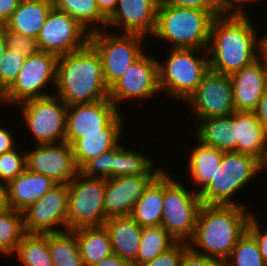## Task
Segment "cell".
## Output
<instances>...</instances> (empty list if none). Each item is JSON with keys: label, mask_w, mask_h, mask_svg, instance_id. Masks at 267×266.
<instances>
[{"label": "cell", "mask_w": 267, "mask_h": 266, "mask_svg": "<svg viewBox=\"0 0 267 266\" xmlns=\"http://www.w3.org/2000/svg\"><path fill=\"white\" fill-rule=\"evenodd\" d=\"M118 113L102 132L83 133L72 145L76 165L81 169L88 161L115 148L123 138L124 116Z\"/></svg>", "instance_id": "cell-21"}, {"label": "cell", "mask_w": 267, "mask_h": 266, "mask_svg": "<svg viewBox=\"0 0 267 266\" xmlns=\"http://www.w3.org/2000/svg\"><path fill=\"white\" fill-rule=\"evenodd\" d=\"M158 175H132L106 179L104 212L108 219L131 215L145 189Z\"/></svg>", "instance_id": "cell-19"}, {"label": "cell", "mask_w": 267, "mask_h": 266, "mask_svg": "<svg viewBox=\"0 0 267 266\" xmlns=\"http://www.w3.org/2000/svg\"><path fill=\"white\" fill-rule=\"evenodd\" d=\"M104 226L110 235L113 254L133 265L137 261L143 227L130 215L110 217Z\"/></svg>", "instance_id": "cell-23"}, {"label": "cell", "mask_w": 267, "mask_h": 266, "mask_svg": "<svg viewBox=\"0 0 267 266\" xmlns=\"http://www.w3.org/2000/svg\"><path fill=\"white\" fill-rule=\"evenodd\" d=\"M223 266H267L255 237L246 230L233 247Z\"/></svg>", "instance_id": "cell-36"}, {"label": "cell", "mask_w": 267, "mask_h": 266, "mask_svg": "<svg viewBox=\"0 0 267 266\" xmlns=\"http://www.w3.org/2000/svg\"><path fill=\"white\" fill-rule=\"evenodd\" d=\"M247 14H222L210 28L209 69L232 75L257 60L258 29Z\"/></svg>", "instance_id": "cell-1"}, {"label": "cell", "mask_w": 267, "mask_h": 266, "mask_svg": "<svg viewBox=\"0 0 267 266\" xmlns=\"http://www.w3.org/2000/svg\"><path fill=\"white\" fill-rule=\"evenodd\" d=\"M164 200V170L139 198L131 217L142 227L161 226Z\"/></svg>", "instance_id": "cell-28"}, {"label": "cell", "mask_w": 267, "mask_h": 266, "mask_svg": "<svg viewBox=\"0 0 267 266\" xmlns=\"http://www.w3.org/2000/svg\"><path fill=\"white\" fill-rule=\"evenodd\" d=\"M187 247V242H177L169 250L161 253L152 261L141 264L140 266H180L181 256Z\"/></svg>", "instance_id": "cell-42"}, {"label": "cell", "mask_w": 267, "mask_h": 266, "mask_svg": "<svg viewBox=\"0 0 267 266\" xmlns=\"http://www.w3.org/2000/svg\"><path fill=\"white\" fill-rule=\"evenodd\" d=\"M90 33L66 12L54 7L41 27L37 41L40 51L57 57L83 49L89 43Z\"/></svg>", "instance_id": "cell-14"}, {"label": "cell", "mask_w": 267, "mask_h": 266, "mask_svg": "<svg viewBox=\"0 0 267 266\" xmlns=\"http://www.w3.org/2000/svg\"><path fill=\"white\" fill-rule=\"evenodd\" d=\"M158 59L144 52L109 87V99L118 109L124 101L153 100L159 94Z\"/></svg>", "instance_id": "cell-12"}, {"label": "cell", "mask_w": 267, "mask_h": 266, "mask_svg": "<svg viewBox=\"0 0 267 266\" xmlns=\"http://www.w3.org/2000/svg\"><path fill=\"white\" fill-rule=\"evenodd\" d=\"M172 6L199 9L209 12L214 18L224 14L220 0H162Z\"/></svg>", "instance_id": "cell-41"}, {"label": "cell", "mask_w": 267, "mask_h": 266, "mask_svg": "<svg viewBox=\"0 0 267 266\" xmlns=\"http://www.w3.org/2000/svg\"><path fill=\"white\" fill-rule=\"evenodd\" d=\"M264 170L265 166L251 155L224 152L213 180L199 193L202 204L247 206L233 196Z\"/></svg>", "instance_id": "cell-6"}, {"label": "cell", "mask_w": 267, "mask_h": 266, "mask_svg": "<svg viewBox=\"0 0 267 266\" xmlns=\"http://www.w3.org/2000/svg\"><path fill=\"white\" fill-rule=\"evenodd\" d=\"M199 121L200 124H198L195 131H190V135L218 150L236 152V111L229 116L214 117Z\"/></svg>", "instance_id": "cell-25"}, {"label": "cell", "mask_w": 267, "mask_h": 266, "mask_svg": "<svg viewBox=\"0 0 267 266\" xmlns=\"http://www.w3.org/2000/svg\"><path fill=\"white\" fill-rule=\"evenodd\" d=\"M180 266H223V264L204 254L195 252L188 246L181 256Z\"/></svg>", "instance_id": "cell-44"}, {"label": "cell", "mask_w": 267, "mask_h": 266, "mask_svg": "<svg viewBox=\"0 0 267 266\" xmlns=\"http://www.w3.org/2000/svg\"><path fill=\"white\" fill-rule=\"evenodd\" d=\"M25 60L21 53L6 49L0 64V96L16 80Z\"/></svg>", "instance_id": "cell-38"}, {"label": "cell", "mask_w": 267, "mask_h": 266, "mask_svg": "<svg viewBox=\"0 0 267 266\" xmlns=\"http://www.w3.org/2000/svg\"><path fill=\"white\" fill-rule=\"evenodd\" d=\"M0 32L4 35L8 50L21 53L23 57L28 58L40 52L37 38L29 37L22 33H14L0 26Z\"/></svg>", "instance_id": "cell-39"}, {"label": "cell", "mask_w": 267, "mask_h": 266, "mask_svg": "<svg viewBox=\"0 0 267 266\" xmlns=\"http://www.w3.org/2000/svg\"><path fill=\"white\" fill-rule=\"evenodd\" d=\"M48 247L53 266H84L72 231L48 234Z\"/></svg>", "instance_id": "cell-32"}, {"label": "cell", "mask_w": 267, "mask_h": 266, "mask_svg": "<svg viewBox=\"0 0 267 266\" xmlns=\"http://www.w3.org/2000/svg\"><path fill=\"white\" fill-rule=\"evenodd\" d=\"M6 207V185L0 180V211Z\"/></svg>", "instance_id": "cell-52"}, {"label": "cell", "mask_w": 267, "mask_h": 266, "mask_svg": "<svg viewBox=\"0 0 267 266\" xmlns=\"http://www.w3.org/2000/svg\"><path fill=\"white\" fill-rule=\"evenodd\" d=\"M52 7V3L44 0H20L3 27L10 32L37 38Z\"/></svg>", "instance_id": "cell-26"}, {"label": "cell", "mask_w": 267, "mask_h": 266, "mask_svg": "<svg viewBox=\"0 0 267 266\" xmlns=\"http://www.w3.org/2000/svg\"><path fill=\"white\" fill-rule=\"evenodd\" d=\"M99 11L108 18L115 10L118 0H96Z\"/></svg>", "instance_id": "cell-50"}, {"label": "cell", "mask_w": 267, "mask_h": 266, "mask_svg": "<svg viewBox=\"0 0 267 266\" xmlns=\"http://www.w3.org/2000/svg\"><path fill=\"white\" fill-rule=\"evenodd\" d=\"M9 130L11 129L7 130V128L1 127L0 125V155L17 148L15 146L17 144L15 142L16 140L14 139L13 132Z\"/></svg>", "instance_id": "cell-46"}, {"label": "cell", "mask_w": 267, "mask_h": 266, "mask_svg": "<svg viewBox=\"0 0 267 266\" xmlns=\"http://www.w3.org/2000/svg\"><path fill=\"white\" fill-rule=\"evenodd\" d=\"M213 20L207 11L172 6L160 0L150 37L170 43L171 48L207 50Z\"/></svg>", "instance_id": "cell-4"}, {"label": "cell", "mask_w": 267, "mask_h": 266, "mask_svg": "<svg viewBox=\"0 0 267 266\" xmlns=\"http://www.w3.org/2000/svg\"><path fill=\"white\" fill-rule=\"evenodd\" d=\"M18 109L36 144L65 142V122L68 106L56 95L31 99L19 104ZM20 108V109H19Z\"/></svg>", "instance_id": "cell-11"}, {"label": "cell", "mask_w": 267, "mask_h": 266, "mask_svg": "<svg viewBox=\"0 0 267 266\" xmlns=\"http://www.w3.org/2000/svg\"><path fill=\"white\" fill-rule=\"evenodd\" d=\"M113 149L100 154L88 161L80 172L87 177L109 179L112 178Z\"/></svg>", "instance_id": "cell-40"}, {"label": "cell", "mask_w": 267, "mask_h": 266, "mask_svg": "<svg viewBox=\"0 0 267 266\" xmlns=\"http://www.w3.org/2000/svg\"><path fill=\"white\" fill-rule=\"evenodd\" d=\"M26 234L23 213L9 207L0 211V253L12 257Z\"/></svg>", "instance_id": "cell-35"}, {"label": "cell", "mask_w": 267, "mask_h": 266, "mask_svg": "<svg viewBox=\"0 0 267 266\" xmlns=\"http://www.w3.org/2000/svg\"><path fill=\"white\" fill-rule=\"evenodd\" d=\"M256 1L259 0H222L221 6L224 14H247L245 6H248L249 3H256Z\"/></svg>", "instance_id": "cell-45"}, {"label": "cell", "mask_w": 267, "mask_h": 266, "mask_svg": "<svg viewBox=\"0 0 267 266\" xmlns=\"http://www.w3.org/2000/svg\"><path fill=\"white\" fill-rule=\"evenodd\" d=\"M52 5L74 18L90 34L106 29L107 18L99 11L96 0H55Z\"/></svg>", "instance_id": "cell-31"}, {"label": "cell", "mask_w": 267, "mask_h": 266, "mask_svg": "<svg viewBox=\"0 0 267 266\" xmlns=\"http://www.w3.org/2000/svg\"><path fill=\"white\" fill-rule=\"evenodd\" d=\"M6 49H7V46H6L4 35L0 32V64H1V61H2V58L4 56Z\"/></svg>", "instance_id": "cell-53"}, {"label": "cell", "mask_w": 267, "mask_h": 266, "mask_svg": "<svg viewBox=\"0 0 267 266\" xmlns=\"http://www.w3.org/2000/svg\"><path fill=\"white\" fill-rule=\"evenodd\" d=\"M54 95L67 106L89 104L109 98L96 49L88 43L83 49L57 58Z\"/></svg>", "instance_id": "cell-3"}, {"label": "cell", "mask_w": 267, "mask_h": 266, "mask_svg": "<svg viewBox=\"0 0 267 266\" xmlns=\"http://www.w3.org/2000/svg\"><path fill=\"white\" fill-rule=\"evenodd\" d=\"M169 52L166 60H157L160 92L185 102L209 70L208 52L185 48H171Z\"/></svg>", "instance_id": "cell-5"}, {"label": "cell", "mask_w": 267, "mask_h": 266, "mask_svg": "<svg viewBox=\"0 0 267 266\" xmlns=\"http://www.w3.org/2000/svg\"><path fill=\"white\" fill-rule=\"evenodd\" d=\"M67 205L68 184H57L22 211L25 232L51 234L67 231Z\"/></svg>", "instance_id": "cell-15"}, {"label": "cell", "mask_w": 267, "mask_h": 266, "mask_svg": "<svg viewBox=\"0 0 267 266\" xmlns=\"http://www.w3.org/2000/svg\"><path fill=\"white\" fill-rule=\"evenodd\" d=\"M56 185L57 183L50 177L26 168L6 185V206L22 212L30 204L39 201Z\"/></svg>", "instance_id": "cell-22"}, {"label": "cell", "mask_w": 267, "mask_h": 266, "mask_svg": "<svg viewBox=\"0 0 267 266\" xmlns=\"http://www.w3.org/2000/svg\"><path fill=\"white\" fill-rule=\"evenodd\" d=\"M251 213L246 206L202 204L188 246L223 264L247 230Z\"/></svg>", "instance_id": "cell-2"}, {"label": "cell", "mask_w": 267, "mask_h": 266, "mask_svg": "<svg viewBox=\"0 0 267 266\" xmlns=\"http://www.w3.org/2000/svg\"><path fill=\"white\" fill-rule=\"evenodd\" d=\"M72 232L76 236L84 266L99 263L113 254L110 235L105 226L83 227Z\"/></svg>", "instance_id": "cell-29"}, {"label": "cell", "mask_w": 267, "mask_h": 266, "mask_svg": "<svg viewBox=\"0 0 267 266\" xmlns=\"http://www.w3.org/2000/svg\"><path fill=\"white\" fill-rule=\"evenodd\" d=\"M236 152L247 154L267 166V131L255 112L236 111Z\"/></svg>", "instance_id": "cell-24"}, {"label": "cell", "mask_w": 267, "mask_h": 266, "mask_svg": "<svg viewBox=\"0 0 267 266\" xmlns=\"http://www.w3.org/2000/svg\"><path fill=\"white\" fill-rule=\"evenodd\" d=\"M26 151L27 169L50 177L57 184H68L79 172L68 142L36 144Z\"/></svg>", "instance_id": "cell-16"}, {"label": "cell", "mask_w": 267, "mask_h": 266, "mask_svg": "<svg viewBox=\"0 0 267 266\" xmlns=\"http://www.w3.org/2000/svg\"><path fill=\"white\" fill-rule=\"evenodd\" d=\"M176 243L177 241L162 226L143 227L137 261L132 266L152 261Z\"/></svg>", "instance_id": "cell-33"}, {"label": "cell", "mask_w": 267, "mask_h": 266, "mask_svg": "<svg viewBox=\"0 0 267 266\" xmlns=\"http://www.w3.org/2000/svg\"><path fill=\"white\" fill-rule=\"evenodd\" d=\"M256 216L259 218V216L253 213L252 211L248 221L247 230L257 240L261 255L263 257L264 262L267 265V228L262 229V224L259 222V219H257Z\"/></svg>", "instance_id": "cell-43"}, {"label": "cell", "mask_w": 267, "mask_h": 266, "mask_svg": "<svg viewBox=\"0 0 267 266\" xmlns=\"http://www.w3.org/2000/svg\"><path fill=\"white\" fill-rule=\"evenodd\" d=\"M258 38L257 59L267 68V32Z\"/></svg>", "instance_id": "cell-51"}, {"label": "cell", "mask_w": 267, "mask_h": 266, "mask_svg": "<svg viewBox=\"0 0 267 266\" xmlns=\"http://www.w3.org/2000/svg\"><path fill=\"white\" fill-rule=\"evenodd\" d=\"M89 266H132L116 254L105 257L101 262Z\"/></svg>", "instance_id": "cell-49"}, {"label": "cell", "mask_w": 267, "mask_h": 266, "mask_svg": "<svg viewBox=\"0 0 267 266\" xmlns=\"http://www.w3.org/2000/svg\"><path fill=\"white\" fill-rule=\"evenodd\" d=\"M20 0H0V26H3L17 8Z\"/></svg>", "instance_id": "cell-47"}, {"label": "cell", "mask_w": 267, "mask_h": 266, "mask_svg": "<svg viewBox=\"0 0 267 266\" xmlns=\"http://www.w3.org/2000/svg\"><path fill=\"white\" fill-rule=\"evenodd\" d=\"M57 58L43 51L26 58L16 80L0 96V107L4 104L15 107L31 99L53 95L48 87L51 85L55 90Z\"/></svg>", "instance_id": "cell-10"}, {"label": "cell", "mask_w": 267, "mask_h": 266, "mask_svg": "<svg viewBox=\"0 0 267 266\" xmlns=\"http://www.w3.org/2000/svg\"><path fill=\"white\" fill-rule=\"evenodd\" d=\"M120 111L109 99L70 105L66 112L65 142L72 145L83 133L102 132Z\"/></svg>", "instance_id": "cell-17"}, {"label": "cell", "mask_w": 267, "mask_h": 266, "mask_svg": "<svg viewBox=\"0 0 267 266\" xmlns=\"http://www.w3.org/2000/svg\"><path fill=\"white\" fill-rule=\"evenodd\" d=\"M44 1L50 2L52 4L55 2V0H44Z\"/></svg>", "instance_id": "cell-54"}, {"label": "cell", "mask_w": 267, "mask_h": 266, "mask_svg": "<svg viewBox=\"0 0 267 266\" xmlns=\"http://www.w3.org/2000/svg\"><path fill=\"white\" fill-rule=\"evenodd\" d=\"M106 179L87 177L79 172L68 183L66 228L73 231L83 227L104 226Z\"/></svg>", "instance_id": "cell-8"}, {"label": "cell", "mask_w": 267, "mask_h": 266, "mask_svg": "<svg viewBox=\"0 0 267 266\" xmlns=\"http://www.w3.org/2000/svg\"><path fill=\"white\" fill-rule=\"evenodd\" d=\"M159 1L118 0L114 12L107 18L106 28L150 37L155 30Z\"/></svg>", "instance_id": "cell-18"}, {"label": "cell", "mask_w": 267, "mask_h": 266, "mask_svg": "<svg viewBox=\"0 0 267 266\" xmlns=\"http://www.w3.org/2000/svg\"><path fill=\"white\" fill-rule=\"evenodd\" d=\"M23 151L15 148L0 155V180L5 185L26 170V151Z\"/></svg>", "instance_id": "cell-37"}, {"label": "cell", "mask_w": 267, "mask_h": 266, "mask_svg": "<svg viewBox=\"0 0 267 266\" xmlns=\"http://www.w3.org/2000/svg\"><path fill=\"white\" fill-rule=\"evenodd\" d=\"M254 112L257 116L258 121L267 131V89L264 91L262 97L260 98L258 106Z\"/></svg>", "instance_id": "cell-48"}, {"label": "cell", "mask_w": 267, "mask_h": 266, "mask_svg": "<svg viewBox=\"0 0 267 266\" xmlns=\"http://www.w3.org/2000/svg\"><path fill=\"white\" fill-rule=\"evenodd\" d=\"M184 103L192 107L198 121L231 115L236 110L230 76L209 69Z\"/></svg>", "instance_id": "cell-13"}, {"label": "cell", "mask_w": 267, "mask_h": 266, "mask_svg": "<svg viewBox=\"0 0 267 266\" xmlns=\"http://www.w3.org/2000/svg\"><path fill=\"white\" fill-rule=\"evenodd\" d=\"M122 145L113 148L112 178L132 175H159L164 169L156 168L152 157ZM135 151V152H134Z\"/></svg>", "instance_id": "cell-30"}, {"label": "cell", "mask_w": 267, "mask_h": 266, "mask_svg": "<svg viewBox=\"0 0 267 266\" xmlns=\"http://www.w3.org/2000/svg\"><path fill=\"white\" fill-rule=\"evenodd\" d=\"M145 38L147 39L138 33H117L107 29L90 34L89 43L101 57L103 76L108 88L145 52L142 45L146 44Z\"/></svg>", "instance_id": "cell-9"}, {"label": "cell", "mask_w": 267, "mask_h": 266, "mask_svg": "<svg viewBox=\"0 0 267 266\" xmlns=\"http://www.w3.org/2000/svg\"><path fill=\"white\" fill-rule=\"evenodd\" d=\"M164 170V200L161 226L177 241L188 242L194 233L200 196ZM190 189V190H189Z\"/></svg>", "instance_id": "cell-7"}, {"label": "cell", "mask_w": 267, "mask_h": 266, "mask_svg": "<svg viewBox=\"0 0 267 266\" xmlns=\"http://www.w3.org/2000/svg\"><path fill=\"white\" fill-rule=\"evenodd\" d=\"M230 79L235 110L254 112L267 89V68L257 59L230 75Z\"/></svg>", "instance_id": "cell-20"}, {"label": "cell", "mask_w": 267, "mask_h": 266, "mask_svg": "<svg viewBox=\"0 0 267 266\" xmlns=\"http://www.w3.org/2000/svg\"><path fill=\"white\" fill-rule=\"evenodd\" d=\"M198 143L196 146L191 147L189 153L188 171L194 185L197 188H193L196 193H200L214 178L217 167L220 166L224 151L218 150L213 146L206 145L195 139ZM199 187V188H198ZM196 189V190H195Z\"/></svg>", "instance_id": "cell-27"}, {"label": "cell", "mask_w": 267, "mask_h": 266, "mask_svg": "<svg viewBox=\"0 0 267 266\" xmlns=\"http://www.w3.org/2000/svg\"><path fill=\"white\" fill-rule=\"evenodd\" d=\"M22 266H53L48 247V234L26 233L14 252Z\"/></svg>", "instance_id": "cell-34"}]
</instances>
